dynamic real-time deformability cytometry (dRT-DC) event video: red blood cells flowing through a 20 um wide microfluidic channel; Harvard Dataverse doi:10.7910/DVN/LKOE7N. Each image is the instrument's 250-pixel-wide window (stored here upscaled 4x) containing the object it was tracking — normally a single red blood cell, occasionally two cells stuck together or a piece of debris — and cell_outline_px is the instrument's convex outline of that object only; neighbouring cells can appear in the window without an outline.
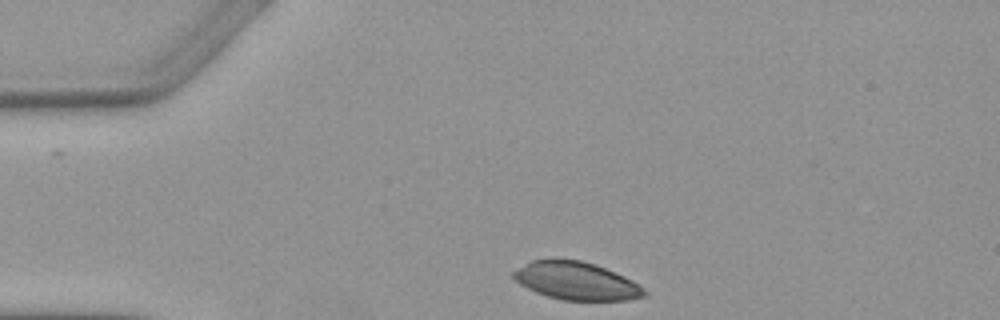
{"species": "Egyptian fruit bat (a non-hibernating species)", "species_latin": "Rousettus aegyptiacus", "temperature_condition": "warm", "stored_images_in_passage": 4, "camera_frame_rate_fps": 3000, "um_per_image_px": 0.085, "animal": {"sex": "female"}, "frame": {"image": 1, "passage_image": 4, "time_ms": 4.667, "image_size_px": [1000, 320], "cell_outline_px": [[648, 296], [628, 300], [560, 300], [536, 292], [520, 284], [512, 276], [512, 272], [532, 260], [580, 260], [596, 264], [624, 276], [640, 284], [648, 292]], "centroid_in_image_um": [49.05, 23.89], "position_along_channel_um": 36.0, "area_um2": 28.73}}